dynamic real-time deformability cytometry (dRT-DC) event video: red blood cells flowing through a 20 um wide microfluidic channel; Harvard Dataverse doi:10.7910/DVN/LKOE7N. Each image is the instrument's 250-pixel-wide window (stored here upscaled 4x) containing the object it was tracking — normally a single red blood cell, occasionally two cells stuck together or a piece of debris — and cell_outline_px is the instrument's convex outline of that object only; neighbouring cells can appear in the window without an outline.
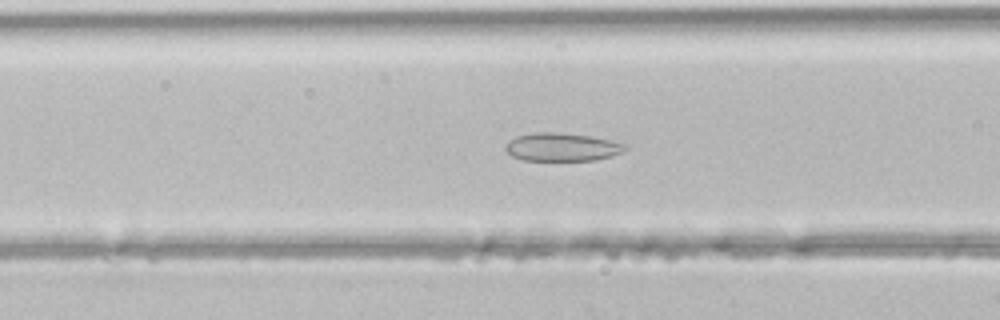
{"species": "common noctule bat (a hibernating species)", "species_latin": "Nyctalus noctula", "temperature_condition": "room temperature", "stored_images_in_passage": 32, "camera_frame_rate_fps": 3000, "um_per_image_px": 0.085, "animal": {"sex": "male", "body_mass_g": 21.5, "forearm_length_mm": 52.0}, "frame": {"image": 1, "passage_image": 4, "time_ms": 1.0, "image_size_px": [1000, 320], "cell_outline_px": [[628, 148], [624, 152], [612, 156], [596, 160], [524, 160], [512, 156], [504, 148], [504, 144], [516, 136], [532, 132], [556, 132], [588, 136], [612, 140], [624, 144]], "centroid_in_image_um": [47.76, 12.49], "position_along_channel_um": 118.8, "area_um2": 19.71}}
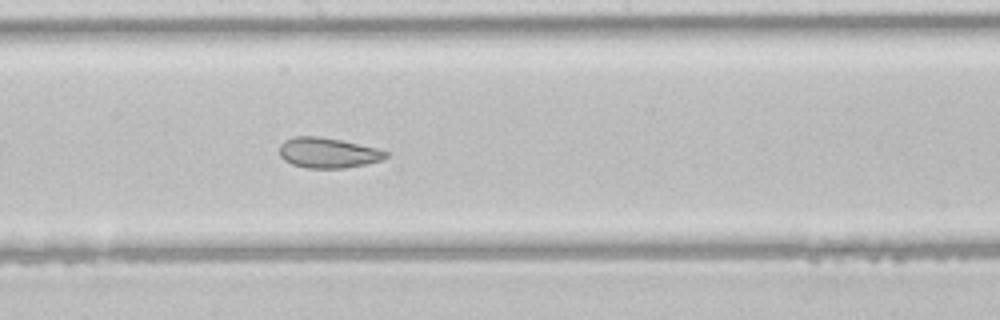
{"frame": {"image": 2, "passage_image": 11, "time_ms": 3.333, "image_size_px": [1000, 320], "cell_outline_px": [[388, 156], [380, 160], [364, 164], [344, 168], [308, 168], [292, 164], [284, 160], [280, 156], [280, 144], [284, 140], [292, 136], [316, 136], [340, 140], [376, 148], [388, 152]], "centroid_in_image_um": [27.83, 12.98], "position_along_channel_um": 220.4, "area_um2": 18.61}}
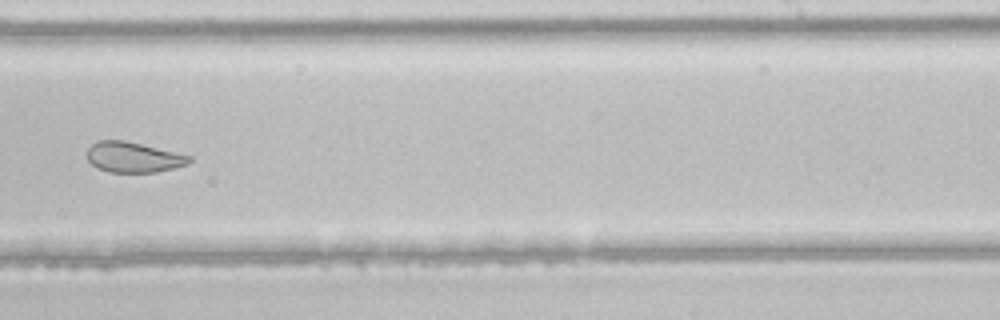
{"frame": {"image": 3, "passage_image": 15, "time_ms": 4.667, "image_size_px": [1000, 320], "cell_outline_px": [[192, 160], [188, 164], [156, 172], [108, 172], [92, 164], [88, 160], [88, 148], [92, 144], [100, 140], [124, 140], [192, 156]], "centroid_in_image_um": [11.35, 13.36], "position_along_channel_um": 277.7, "area_um2": 17.86}}